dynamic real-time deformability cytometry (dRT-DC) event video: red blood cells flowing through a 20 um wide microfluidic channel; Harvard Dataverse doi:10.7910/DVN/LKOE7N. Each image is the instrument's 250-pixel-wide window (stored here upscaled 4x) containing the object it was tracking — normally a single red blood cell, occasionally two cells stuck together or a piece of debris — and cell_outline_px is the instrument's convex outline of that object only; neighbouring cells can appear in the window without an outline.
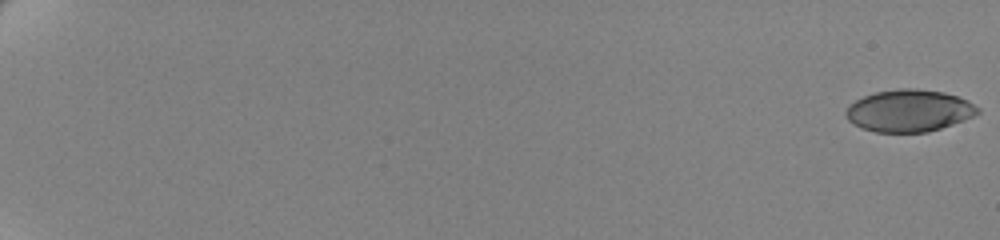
{"species": "human", "species_latin": "Homo sapiens", "temperature_condition": "cold", "stored_images_in_passage": 62, "camera_frame_rate_fps": 3000, "um_per_image_px": 0.085, "donor": {"sex": "female"}, "frame": {"image": 1, "passage_image": 1, "time_ms": 0.0, "image_size_px": [1000, 240], "cell_outline_px": [[980, 112], [964, 120], [928, 132], [876, 132], [860, 128], [848, 120], [844, 112], [856, 100], [864, 96], [876, 92], [900, 88], [916, 88], [944, 92], [968, 100], [980, 108]], "centroid_in_image_um": [77.28, 9.41], "position_along_channel_um": 7.7, "area_um2": 32.25}}
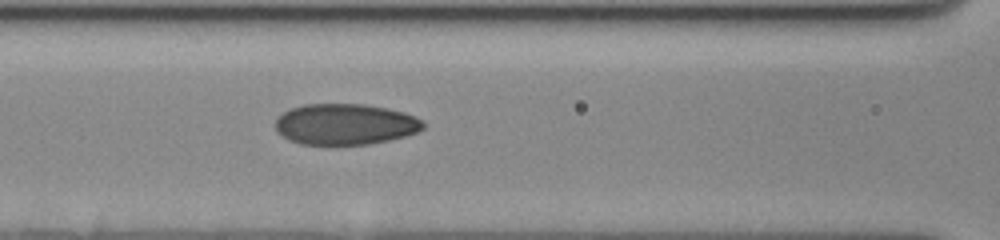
{"frame": {"image": 2, "passage_image": 32, "time_ms": 10.333, "image_size_px": [1000, 240], "cell_outline_px": [[424, 128], [416, 132], [404, 136], [388, 140], [368, 144], [300, 144], [288, 140], [276, 132], [276, 116], [292, 108], [304, 104], [364, 104], [404, 112], [416, 116], [424, 124]], "centroid_in_image_um": [29.3, 10.56], "position_along_channel_um": 137.3, "area_um2": 35.2}}
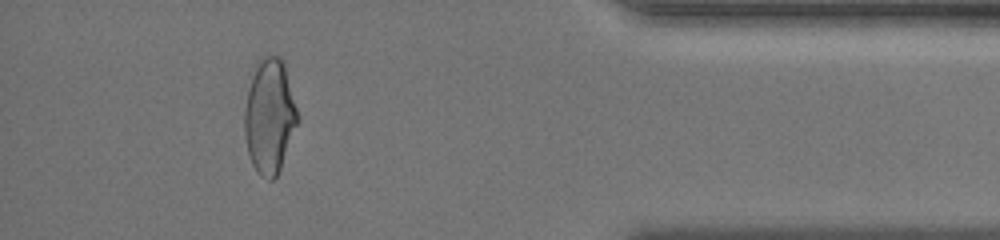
{"frame": {"image": 3, "passage_image": 58, "time_ms": 19.0, "image_size_px": [1000, 240], "cell_outline_px": [[300, 120], [280, 168], [276, 176], [272, 180], [268, 180], [260, 176], [256, 172], [252, 164], [248, 152], [244, 132], [244, 108], [248, 88], [256, 60], [260, 56], [280, 56], [284, 60]], "centroid_in_image_um": [22.91, 9.85], "position_along_channel_um": 412.3, "area_um2": 36.01}, "authors_computed_cell_mechanics": {"area_um2": 34.5933, "velocity_mm_per_s": 3.491, "shape_relaxation_time_tau1_ms": 6.5839, "shape_relaxation_time_tau2_ms": 1.601, "deformation_change_tau1": 0.1561, "deformation_change_tau2": 0.0651}}